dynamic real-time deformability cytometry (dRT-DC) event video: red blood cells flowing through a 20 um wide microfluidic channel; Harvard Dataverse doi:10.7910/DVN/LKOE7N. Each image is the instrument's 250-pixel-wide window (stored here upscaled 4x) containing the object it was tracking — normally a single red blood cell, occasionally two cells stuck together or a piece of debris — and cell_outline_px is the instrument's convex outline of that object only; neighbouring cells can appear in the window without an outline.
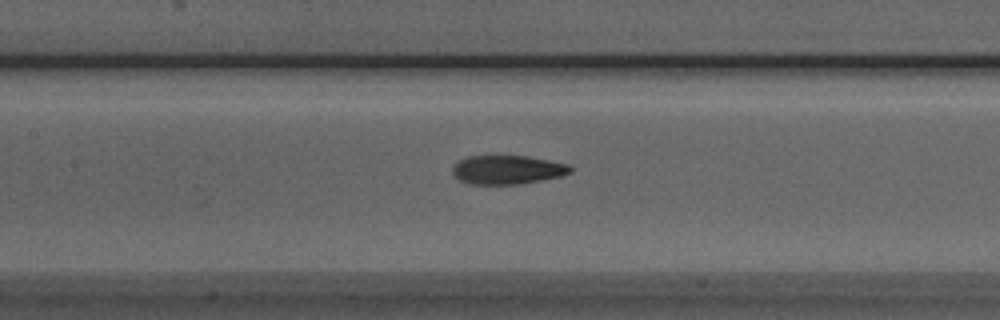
{"species": "Egyptian fruit bat (a non-hibernating species)", "species_latin": "Rousettus aegyptiacus", "temperature_condition": "room temperature", "stored_images_in_passage": 39, "camera_frame_rate_fps": 3000, "um_per_image_px": 0.085, "animal": {"sex": "male"}, "frame": {"image": 1, "passage_image": 10, "time_ms": 3.0, "image_size_px": [1000, 320], "cell_outline_px": [[572, 172], [560, 176], [520, 184], [468, 184], [460, 180], [452, 172], [452, 168], [460, 160], [468, 156], [528, 156], [568, 164], [572, 168]], "centroid_in_image_um": [43.13, 14.43], "position_along_channel_um": 164.3, "area_um2": 19.65}}
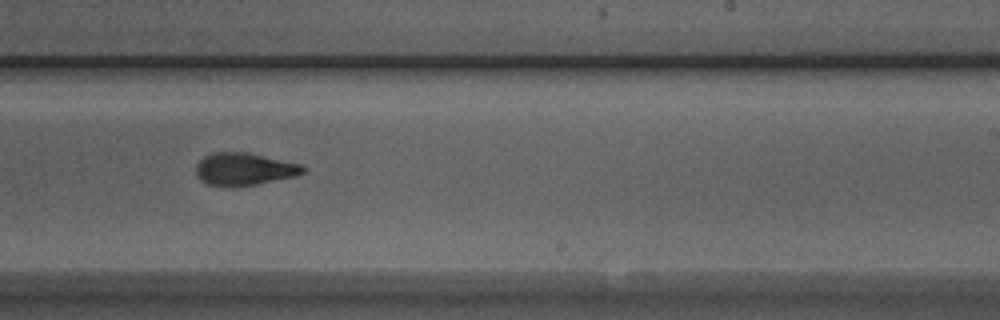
{"frame": {"image": 2, "passage_image": 18, "time_ms": 5.667, "image_size_px": [1000, 320], "cell_outline_px": [[308, 168], [304, 172], [296, 176], [236, 188], [224, 188], [204, 184], [196, 176], [196, 164], [204, 156], [212, 152], [248, 152], [300, 164]], "centroid_in_image_um": [20.71, 14.4], "position_along_channel_um": 268.3, "area_um2": 20.81}}
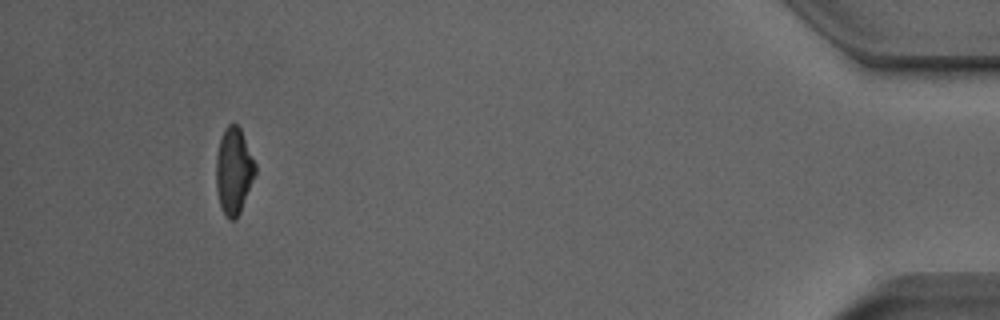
{"frame": {"image": 3, "passage_image": 35, "time_ms": 11.333, "image_size_px": [1000, 320], "cell_outline_px": [[256, 172], [240, 212], [236, 220], [228, 220], [224, 216], [220, 204], [216, 188], [216, 156], [220, 136], [224, 128], [228, 124], [236, 124], [240, 128], [256, 164]], "centroid_in_image_um": [19.85, 14.53], "position_along_channel_um": 415.3, "area_um2": 19.83}, "authors_computed_cell_mechanics": {"area_um2": 20.519, "velocity_mm_per_s": 3.9165, "shape_relaxation_time_tau1_ms": 5.7196, "shape_relaxation_time_tau2_ms": 2.2445, "deformation_change_tau1": 0.1903, "deformation_change_tau2": 0.1004}}